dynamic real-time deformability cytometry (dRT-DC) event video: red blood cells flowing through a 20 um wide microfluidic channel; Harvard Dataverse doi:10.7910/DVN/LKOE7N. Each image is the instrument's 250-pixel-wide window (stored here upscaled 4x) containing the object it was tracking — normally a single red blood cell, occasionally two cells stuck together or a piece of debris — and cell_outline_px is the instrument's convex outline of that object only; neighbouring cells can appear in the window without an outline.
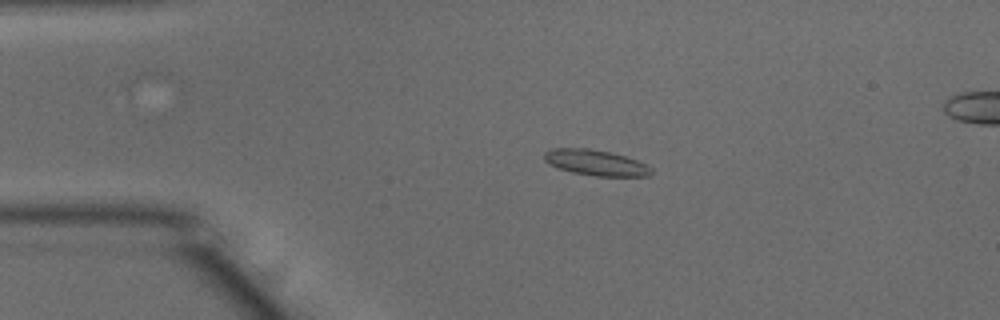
{"species": "common noctule bat (a hibernating species)", "species_latin": "Nyctalus noctula", "temperature_condition": "warm", "stored_images_in_passage": 47, "segment_of_instrument_passage": [1, 2], "camera_frame_rate_fps": 3000, "um_per_image_px": 0.085, "animal": {"sex": "male", "body_mass_g": 15.6}, "frame": {"image": 1, "passage_image": 6, "time_ms": 1.667, "image_size_px": [1000, 320], "cell_outline_px": [[652, 172], [648, 176], [596, 176], [572, 172], [548, 164], [544, 160], [544, 152], [552, 148], [588, 148], [612, 152], [636, 160], [652, 168]], "centroid_in_image_um": [50.61, 13.82], "position_along_channel_um": 34.4, "area_um2": 15.95}}
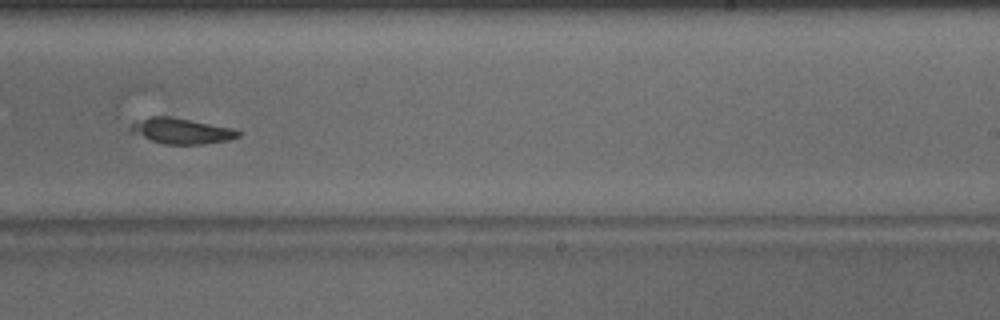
{"frame": {"image": 2, "passage_image": 27, "time_ms": 8.667, "image_size_px": [1000, 320], "cell_outline_px": [[240, 136], [228, 140], [204, 144], [164, 144], [152, 140], [132, 132], [128, 128], [132, 124], [152, 116], [172, 116], [232, 128], [240, 132]], "centroid_in_image_um": [15.45, 11.13], "position_along_channel_um": 273.5, "area_um2": 15.78}}
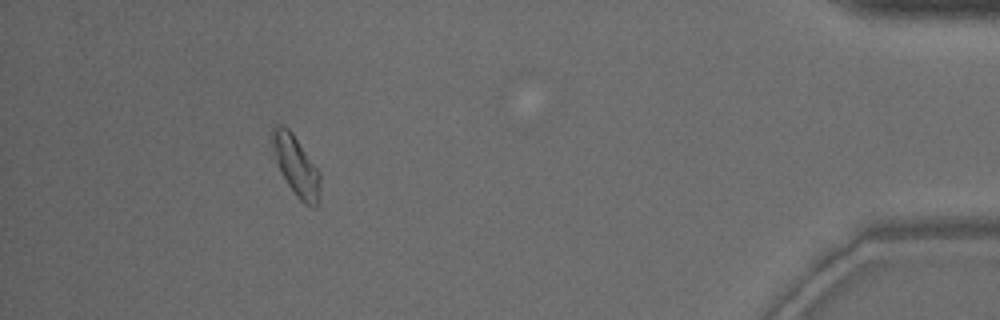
{"frame": {"image": 3, "passage_image": 42, "time_ms": 13.667, "image_size_px": [1000, 320], "cell_outline_px": [[320, 204], [316, 208], [312, 208], [304, 204], [296, 196], [280, 172], [276, 160], [272, 144], [272, 124], [280, 124], [288, 128], [292, 132], [320, 172]], "centroid_in_image_um": [25.19, 14.13], "position_along_channel_um": 410.0, "area_um2": 16.94}}